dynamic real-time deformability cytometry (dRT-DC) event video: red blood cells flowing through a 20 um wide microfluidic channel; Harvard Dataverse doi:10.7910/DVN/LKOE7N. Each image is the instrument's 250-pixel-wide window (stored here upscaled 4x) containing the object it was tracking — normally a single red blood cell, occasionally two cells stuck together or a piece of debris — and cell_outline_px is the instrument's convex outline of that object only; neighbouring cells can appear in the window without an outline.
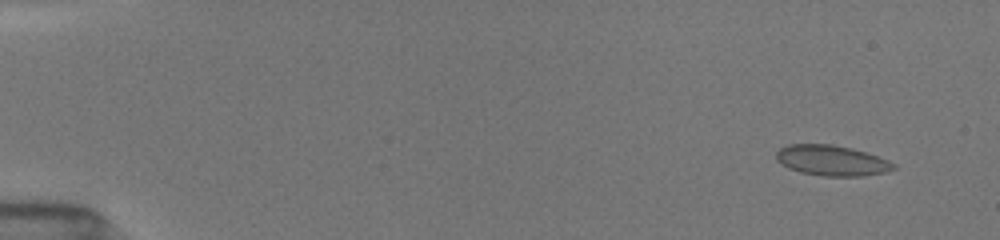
{"species": "common noctule bat (a hibernating species)", "species_latin": "Nyctalus noctula", "temperature_condition": "room temperature", "stored_images_in_passage": 12, "camera_frame_rate_fps": 3000, "um_per_image_px": 0.085, "animal": {"sex": "female", "body_mass_g": 19.5, "forearm_length_mm": 54.1}, "frame": {"image": 1, "passage_image": 3, "time_ms": 1.0, "image_size_px": [1000, 240], "cell_outline_px": [[896, 168], [884, 172], [864, 176], [824, 176], [800, 172], [788, 168], [780, 164], [776, 160], [776, 152], [780, 148], [788, 144], [832, 144], [852, 148], [888, 160], [896, 164]], "centroid_in_image_um": [70.66, 13.64], "position_along_channel_um": 14.3, "area_um2": 20.87}}